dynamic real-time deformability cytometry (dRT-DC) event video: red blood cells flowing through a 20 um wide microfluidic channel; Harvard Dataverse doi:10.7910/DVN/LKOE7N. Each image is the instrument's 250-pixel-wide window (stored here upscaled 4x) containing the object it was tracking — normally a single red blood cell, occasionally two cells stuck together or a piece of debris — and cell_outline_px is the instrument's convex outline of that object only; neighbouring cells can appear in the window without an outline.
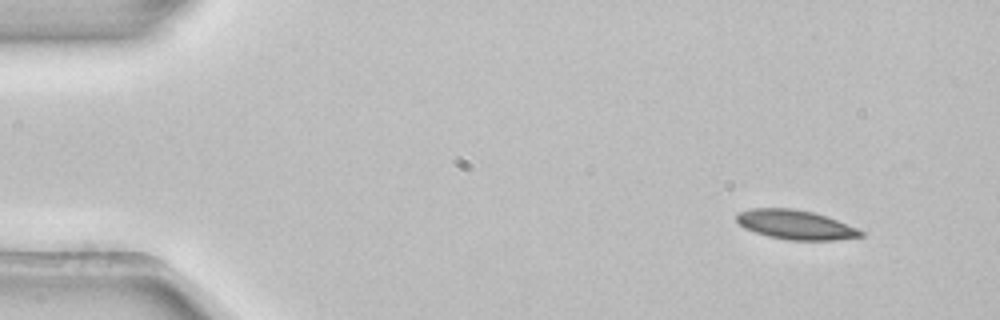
{"species": "common noctule bat (a hibernating species)", "species_latin": "Nyctalus noctula", "temperature_condition": "room temperature", "stored_images_in_passage": 49, "camera_frame_rate_fps": 3000, "um_per_image_px": 0.085, "animal": {"sex": "female", "body_mass_g": 22.7, "forearm_length_mm": 54.2}, "frame": {"image": 1, "passage_image": 1, "time_ms": 0.0, "image_size_px": [1000, 320], "cell_outline_px": [[864, 236], [832, 240], [788, 240], [768, 236], [744, 228], [736, 220], [736, 216], [740, 212], [752, 208], [792, 208], [812, 212], [836, 220], [856, 228], [864, 232]], "centroid_in_image_um": [67.6, 19.1], "position_along_channel_um": 17.4, "area_um2": 20.92}}
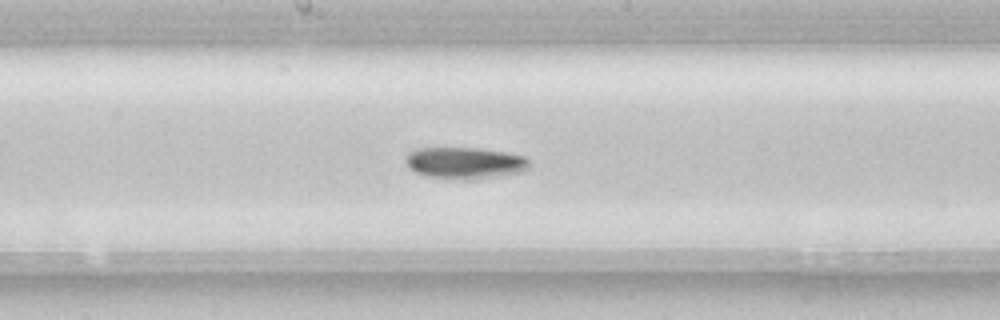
{"frame": {"image": 2, "passage_image": 24, "time_ms": 7.667, "image_size_px": [1000, 320], "cell_outline_px": [[528, 168], [520, 172], [496, 176], [468, 180], [428, 176], [416, 172], [408, 168], [404, 160], [404, 156], [408, 152], [416, 148], [476, 148], [504, 152], [524, 156], [528, 160]], "centroid_in_image_um": [39.44, 13.84], "position_along_channel_um": 208.8, "area_um2": 22.66}}
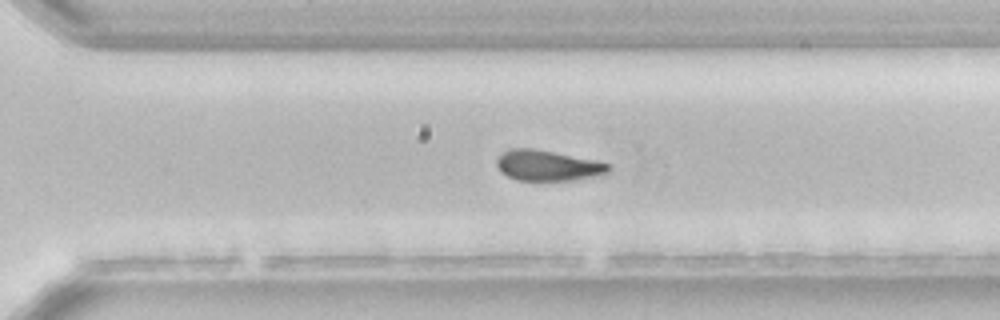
{"frame": {"image": 3, "passage_image": 33, "time_ms": 10.667, "image_size_px": [1000, 320], "cell_outline_px": [[612, 172], [596, 176], [572, 180], [516, 180], [500, 172], [496, 164], [496, 160], [504, 152], [512, 148], [532, 148], [596, 160], [612, 164]], "centroid_in_image_um": [46.61, 14.07], "position_along_channel_um": 324.0, "area_um2": 20.0}, "authors_computed_cell_mechanics": {"area_um2": 21.4438, "velocity_mm_per_s": 3.8697, "shape_relaxation_time_tau1_ms": 3.5484, "shape_relaxation_time_tau2_ms": null, "deformation_change_tau1": 0.1342, "deformation_change_tau2": null}}